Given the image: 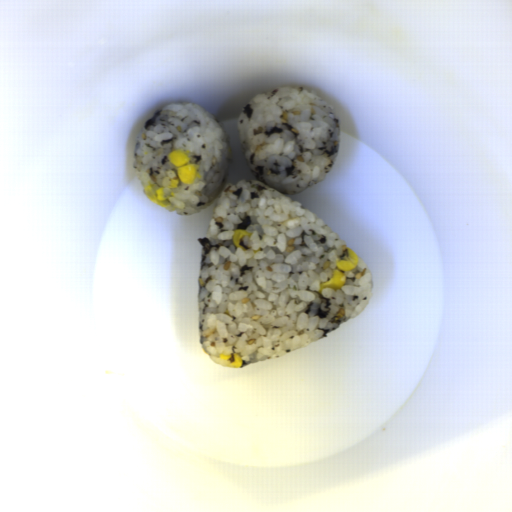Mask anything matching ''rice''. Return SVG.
I'll use <instances>...</instances> for the list:
<instances>
[{
    "label": "rice",
    "instance_id": "652b925c",
    "mask_svg": "<svg viewBox=\"0 0 512 512\" xmlns=\"http://www.w3.org/2000/svg\"><path fill=\"white\" fill-rule=\"evenodd\" d=\"M239 146L253 176L229 183L233 150L221 123L195 103L156 111L135 139L133 169L146 190L164 188L174 215L190 216L218 201L201 246L200 344L214 364L239 368L286 355L363 314L375 284L358 258L340 289L323 288L349 247L289 195L319 185L337 162L341 129L329 102L298 87L255 94L239 113ZM189 154L201 180H179L166 158ZM251 232L233 245L235 229ZM231 354L221 361L220 354Z\"/></svg>",
    "mask_w": 512,
    "mask_h": 512
}]
</instances>
